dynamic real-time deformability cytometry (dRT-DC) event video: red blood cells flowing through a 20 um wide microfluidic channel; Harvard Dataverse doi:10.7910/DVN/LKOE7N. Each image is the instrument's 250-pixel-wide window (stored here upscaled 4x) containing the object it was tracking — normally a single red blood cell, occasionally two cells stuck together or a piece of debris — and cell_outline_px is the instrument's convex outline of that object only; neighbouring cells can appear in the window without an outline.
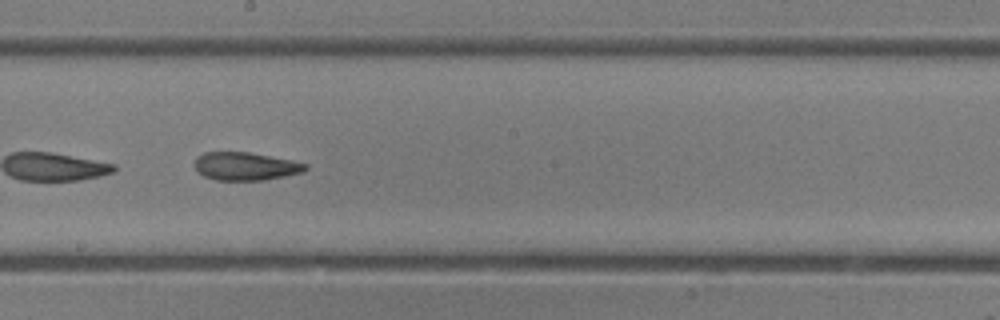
{"species": "common noctule bat (a hibernating species)", "species_latin": "Nyctalus noctula", "temperature_condition": "room temperature", "stored_images_in_passage": 36, "camera_frame_rate_fps": 3000, "um_per_image_px": 0.085, "animal": {"sex": "female"}, "frame": {"image": 1, "passage_image": 21, "time_ms": 6.667, "image_size_px": [1000, 320], "cell_outline_px": [[308, 168], [304, 172], [264, 180], [216, 180], [204, 176], [196, 172], [192, 164], [196, 156], [204, 152], [248, 152], [292, 160], [308, 164]], "centroid_in_image_um": [20.82, 14.13], "position_along_channel_um": 227.4, "area_um2": 18.38}}
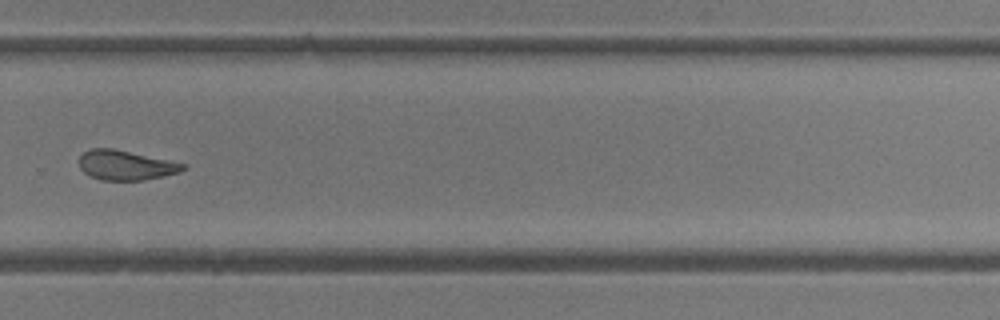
{"frame": {"image": 2, "passage_image": 26, "time_ms": 8.333, "image_size_px": [1000, 320], "cell_outline_px": [[188, 168], [180, 172], [164, 176], [144, 180], [100, 180], [88, 176], [80, 168], [80, 156], [84, 152], [92, 148], [112, 148], [188, 164]], "centroid_in_image_um": [10.72, 14.05], "position_along_channel_um": 319.1, "area_um2": 18.09}}